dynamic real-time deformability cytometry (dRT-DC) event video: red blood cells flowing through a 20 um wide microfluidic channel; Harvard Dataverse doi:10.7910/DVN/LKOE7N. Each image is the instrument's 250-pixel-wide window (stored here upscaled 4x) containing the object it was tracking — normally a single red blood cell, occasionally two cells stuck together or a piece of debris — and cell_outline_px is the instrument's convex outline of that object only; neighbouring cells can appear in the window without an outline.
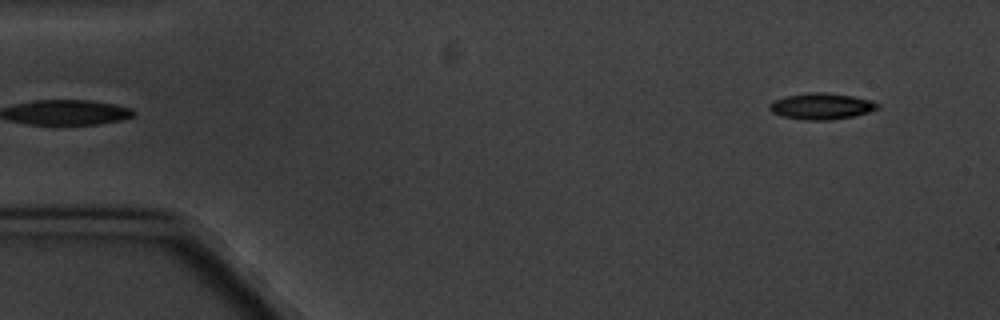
{"species": "common noctule bat (a hibernating species)", "species_latin": "Nyctalus noctula", "temperature_condition": "cold", "stored_images_in_passage": 6, "camera_frame_rate_fps": 3000, "um_per_image_px": 0.085, "animal": {"sex": "male", "body_mass_g": 20.1, "forearm_length_mm": 53.5}, "frame": {"image": 1, "passage_image": 6, "time_ms": 6.0, "image_size_px": [1000, 320], "cell_outline_px": [[880, 108], [856, 116], [832, 120], [808, 120], [784, 116], [772, 112], [768, 108], [768, 104], [776, 100], [788, 96], [808, 92], [824, 92], [852, 96], [868, 100], [880, 104]], "centroid_in_image_um": [69.85, 9.03], "position_along_channel_um": 15.2, "area_um2": 16.42}}